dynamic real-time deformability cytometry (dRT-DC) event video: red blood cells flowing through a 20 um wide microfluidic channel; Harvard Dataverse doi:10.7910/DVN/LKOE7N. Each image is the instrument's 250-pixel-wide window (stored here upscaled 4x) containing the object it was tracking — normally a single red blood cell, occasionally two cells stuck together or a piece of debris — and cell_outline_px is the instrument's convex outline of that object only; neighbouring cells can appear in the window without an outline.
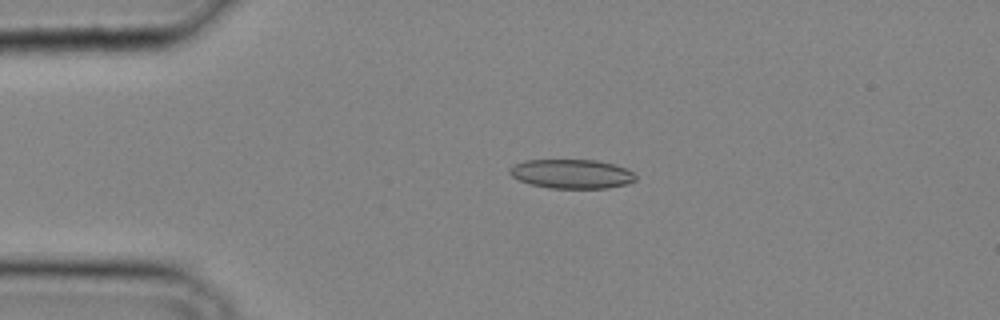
{"species": "common noctule bat (a hibernating species)", "species_latin": "Nyctalus noctula", "temperature_condition": "cold", "stored_images_in_passage": 35, "camera_frame_rate_fps": 3000, "um_per_image_px": 0.085, "animal": {"sex": "male", "body_mass_g": 20.4}, "frame": {"image": 1, "passage_image": 8, "time_ms": 2.333, "image_size_px": [1000, 320], "cell_outline_px": [[636, 180], [628, 184], [608, 188], [548, 188], [532, 184], [520, 180], [512, 176], [508, 172], [508, 168], [512, 164], [524, 160], [596, 160], [612, 164], [624, 168], [632, 172], [636, 176]], "centroid_in_image_um": [48.56, 14.78], "position_along_channel_um": 36.4, "area_um2": 21.44}}
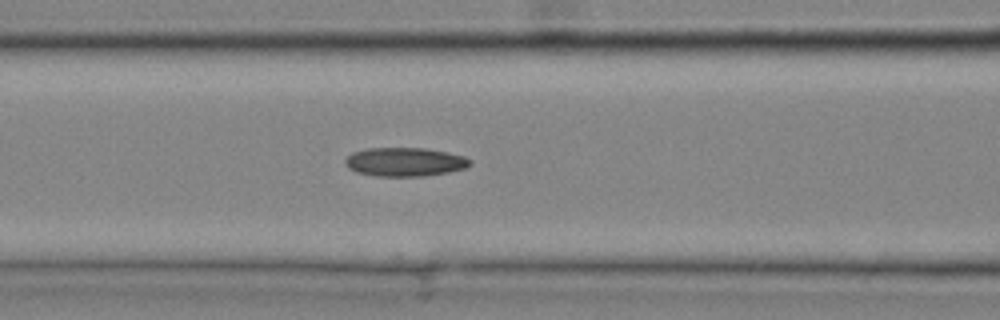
{"frame": {"image": 2, "passage_image": 15, "time_ms": 4.667, "image_size_px": [1000, 320], "cell_outline_px": [[472, 164], [464, 168], [448, 172], [424, 176], [376, 176], [356, 172], [348, 168], [344, 164], [344, 160], [352, 152], [368, 148], [424, 148], [448, 152], [464, 156], [472, 160]], "centroid_in_image_um": [34.4, 13.76], "position_along_channel_um": 132.2, "area_um2": 21.04}}
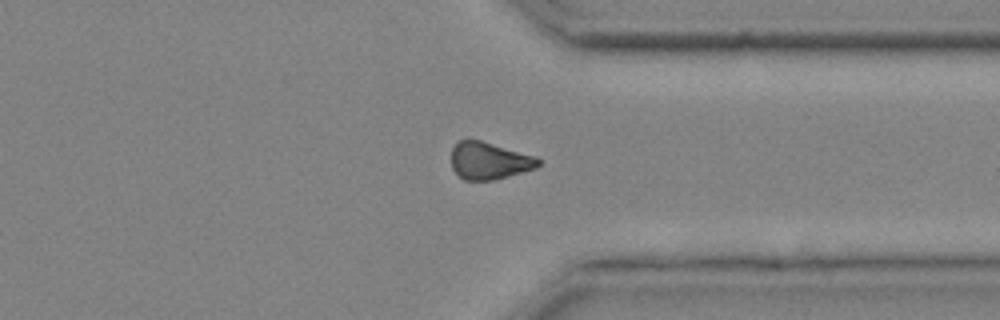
{"frame": {"image": 3, "passage_image": 28, "time_ms": 9.0, "image_size_px": [1000, 320], "cell_outline_px": [[540, 164], [536, 168], [492, 180], [464, 180], [452, 168], [452, 148], [460, 140], [480, 140], [536, 156], [540, 160]], "centroid_in_image_um": [41.58, 13.66], "position_along_channel_um": 369.8, "area_um2": 18.61}}